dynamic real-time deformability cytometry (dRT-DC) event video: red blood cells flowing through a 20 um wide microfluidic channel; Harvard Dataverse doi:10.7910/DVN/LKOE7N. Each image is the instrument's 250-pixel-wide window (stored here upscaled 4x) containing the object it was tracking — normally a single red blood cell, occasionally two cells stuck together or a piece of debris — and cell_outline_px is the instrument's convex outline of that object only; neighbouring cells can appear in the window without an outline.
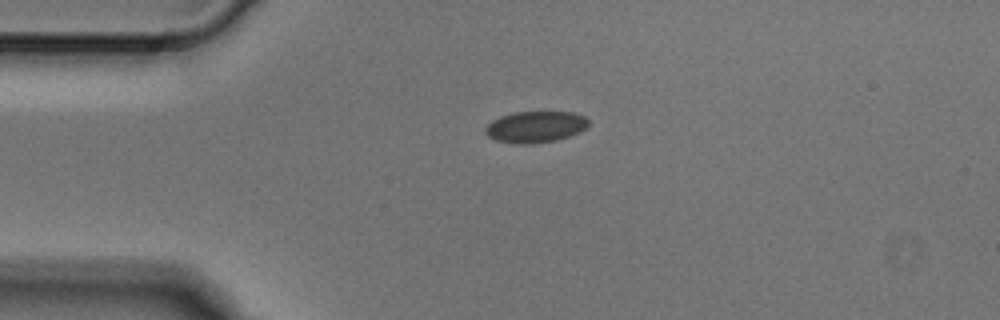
{"species": "Egyptian fruit bat (a non-hibernating species)", "species_latin": "Rousettus aegyptiacus", "temperature_condition": "cold", "stored_images_in_passage": 3, "camera_frame_rate_fps": 3000, "um_per_image_px": 0.085, "animal": {"sex": "male"}, "frame": {"image": 1, "passage_image": 1, "time_ms": 0.0, "image_size_px": [1000, 320], "cell_outline_px": [[588, 128], [580, 132], [556, 140], [532, 144], [516, 144], [496, 140], [488, 136], [484, 132], [484, 128], [492, 120], [500, 116], [516, 112], [572, 112], [584, 116], [588, 120]], "centroid_in_image_um": [45.5, 10.79], "position_along_channel_um": 39.5, "area_um2": 18.96}}
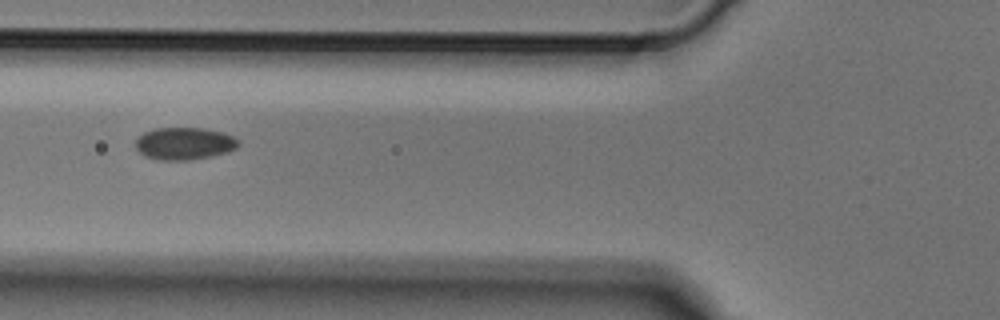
{"frame": {"image": 2, "passage_image": 3, "time_ms": 0.667, "image_size_px": [1000, 320], "cell_outline_px": [[240, 144], [236, 148], [228, 152], [212, 156], [188, 160], [156, 160], [144, 156], [136, 148], [136, 136], [144, 132], [156, 128], [204, 128], [224, 132], [240, 140]], "centroid_in_image_um": [15.67, 12.2], "position_along_channel_um": 110.1, "area_um2": 19.65}}